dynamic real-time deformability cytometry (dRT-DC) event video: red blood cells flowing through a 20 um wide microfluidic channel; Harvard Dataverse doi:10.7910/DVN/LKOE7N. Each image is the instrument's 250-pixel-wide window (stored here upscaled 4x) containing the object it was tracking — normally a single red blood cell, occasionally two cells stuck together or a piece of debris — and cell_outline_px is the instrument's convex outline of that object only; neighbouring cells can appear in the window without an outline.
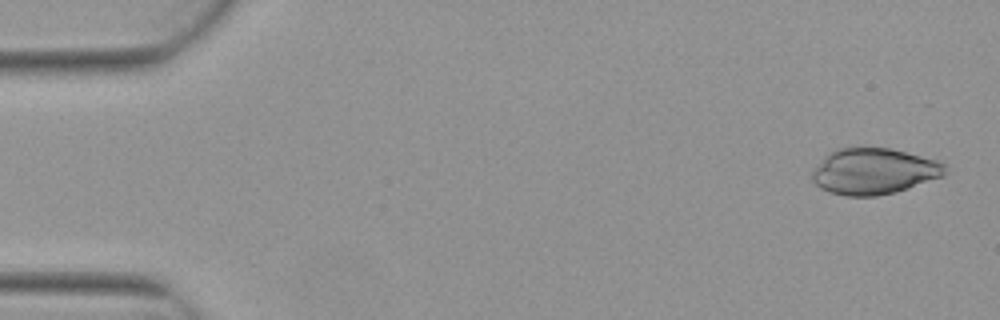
{"species": "Egyptian fruit bat (a non-hibernating species)", "species_latin": "Rousettus aegyptiacus", "temperature_condition": "warm", "stored_images_in_passage": 7, "camera_frame_rate_fps": 3000, "um_per_image_px": 0.085, "animal": {"sex": "female"}, "frame": {"image": 1, "passage_image": 1, "time_ms": 0.0, "image_size_px": [1000, 320], "cell_outline_px": [[944, 176], [896, 192], [876, 196], [844, 196], [828, 192], [820, 188], [812, 180], [812, 168], [828, 152], [836, 148], [888, 148], [936, 160], [944, 164]], "centroid_in_image_um": [74.21, 14.57], "position_along_channel_um": 10.8, "area_um2": 35.66}}